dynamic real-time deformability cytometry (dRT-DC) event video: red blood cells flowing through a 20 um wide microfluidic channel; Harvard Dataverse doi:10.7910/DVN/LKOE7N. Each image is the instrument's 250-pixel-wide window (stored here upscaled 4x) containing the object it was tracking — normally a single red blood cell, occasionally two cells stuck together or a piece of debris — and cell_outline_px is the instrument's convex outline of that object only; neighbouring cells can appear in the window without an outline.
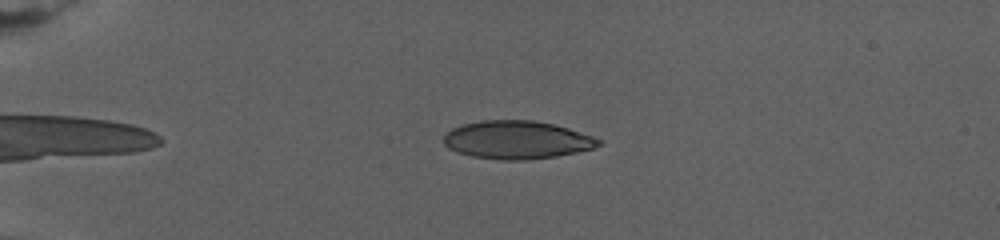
{"species": "human", "species_latin": "Homo sapiens", "temperature_condition": "warm", "stored_images_in_passage": 26, "camera_frame_rate_fps": 3000, "um_per_image_px": 0.085, "donor": {"sex": "female"}, "frame": {"image": 1, "passage_image": 3, "time_ms": 2.333, "image_size_px": [1000, 240], "cell_outline_px": [[604, 144], [592, 148], [576, 152], [556, 156], [528, 160], [500, 160], [472, 156], [456, 152], [448, 148], [444, 144], [444, 136], [452, 128], [464, 124], [480, 120], [532, 120], [552, 124], [568, 128], [604, 140]], "centroid_in_image_um": [43.95, 11.89], "position_along_channel_um": 41.1, "area_um2": 34.45}}
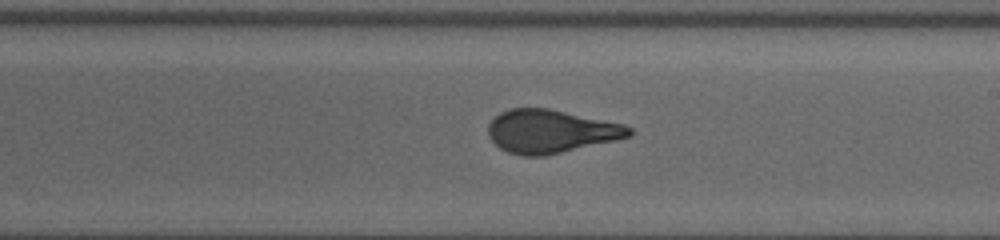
{"frame": {"image": 2, "passage_image": 15, "time_ms": 12.0, "image_size_px": [1000, 240], "cell_outline_px": [[636, 132], [632, 136], [616, 140], [544, 156], [520, 156], [508, 152], [500, 148], [488, 136], [488, 124], [500, 112], [512, 108], [548, 108], [624, 124], [632, 128]], "centroid_in_image_um": [46.83, 11.17], "position_along_channel_um": 242.2, "area_um2": 35.6}}
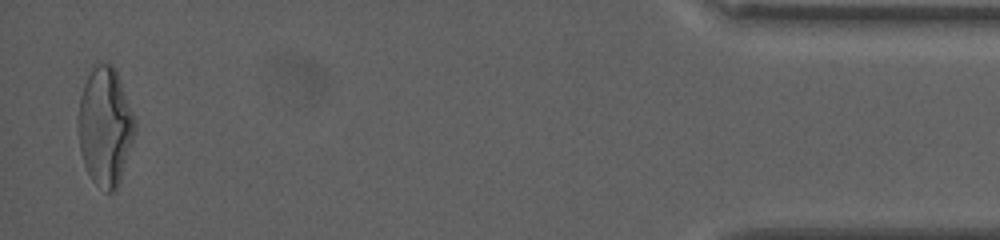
{"frame": {"image": 3, "passage_image": 26, "time_ms": 21.667, "image_size_px": [1000, 240], "cell_outline_px": [[136, 132], [120, 180], [116, 188], [112, 192], [108, 192], [96, 184], [92, 180], [84, 164], [80, 152], [80, 96], [84, 84], [92, 68], [96, 64], [112, 64], [116, 68], [136, 120]], "centroid_in_image_um": [8.98, 10.74], "position_along_channel_um": 426.2, "area_um2": 38.67}, "authors_computed_cell_mechanics": {"area_um2": 35.5181, "velocity_mm_per_s": 2.6529, "shape_relaxation_time_tau1_ms": 8.4863, "shape_relaxation_time_tau2_ms": null, "deformation_change_tau1": 0.2423, "deformation_change_tau2": null}}